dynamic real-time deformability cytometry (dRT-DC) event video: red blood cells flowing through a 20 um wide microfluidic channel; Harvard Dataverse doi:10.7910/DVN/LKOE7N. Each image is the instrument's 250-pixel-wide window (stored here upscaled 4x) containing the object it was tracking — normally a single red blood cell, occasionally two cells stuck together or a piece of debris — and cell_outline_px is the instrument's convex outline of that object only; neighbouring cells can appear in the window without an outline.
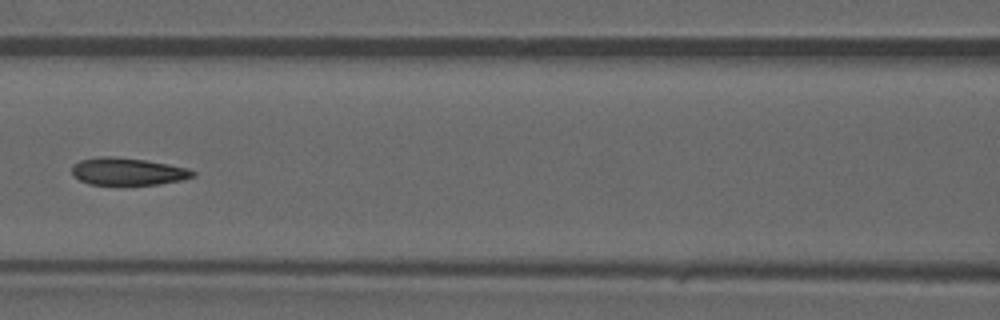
{"species": "common noctule bat (a hibernating species)", "species_latin": "Nyctalus noctula", "temperature_condition": "warm", "stored_images_in_passage": 45, "camera_frame_rate_fps": 3000, "um_per_image_px": 0.085, "animal": {"sex": "male", "forearm_length_mm": 52.5}, "frame": {"image": 1, "passage_image": 20, "time_ms": 6.333, "image_size_px": [1000, 320], "cell_outline_px": [[196, 176], [184, 180], [160, 184], [124, 188], [88, 184], [80, 180], [72, 172], [72, 164], [80, 160], [100, 156], [112, 156], [144, 160], [168, 164], [188, 168], [196, 172]], "centroid_in_image_um": [10.87, 14.63], "position_along_channel_um": 155.7, "area_um2": 20.29}}